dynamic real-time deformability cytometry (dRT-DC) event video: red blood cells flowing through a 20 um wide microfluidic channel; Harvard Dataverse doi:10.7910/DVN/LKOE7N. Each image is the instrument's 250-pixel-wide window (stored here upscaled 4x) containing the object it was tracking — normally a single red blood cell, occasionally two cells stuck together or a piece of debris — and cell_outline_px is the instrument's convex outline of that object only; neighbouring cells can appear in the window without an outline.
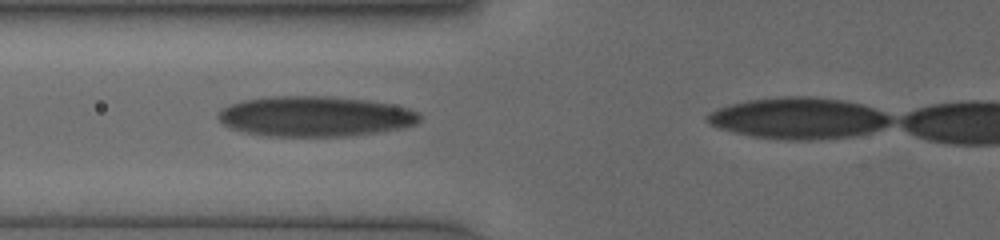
{"species": "human", "species_latin": "Homo sapiens", "temperature_condition": "cold", "stored_images_in_passage": 21, "camera_frame_rate_fps": 3000, "um_per_image_px": 0.085, "donor": {"sex": "female"}, "frame": {"image": 1, "passage_image": 8, "time_ms": 4.667, "image_size_px": [1000, 240], "cell_outline_px": [[420, 120], [416, 124], [400, 128], [376, 132], [344, 136], [264, 136], [244, 132], [232, 128], [224, 124], [216, 116], [224, 108], [232, 104], [244, 100], [272, 96], [328, 96], [364, 100], [388, 104], [408, 108], [420, 112]], "centroid_in_image_um": [26.78, 9.89], "position_along_channel_um": 99.0, "area_um2": 46.93}}
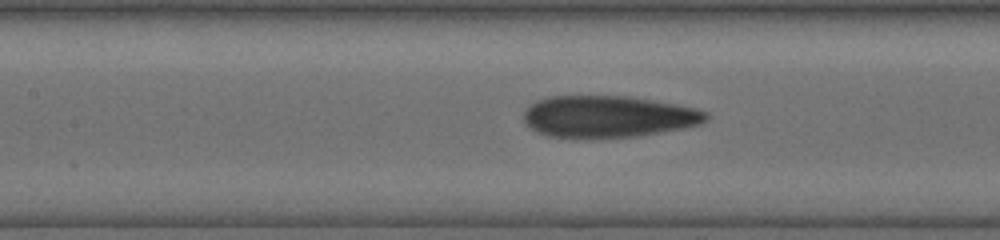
{"frame": {"image": 2, "passage_image": 13, "time_ms": 6.0, "image_size_px": [1000, 240], "cell_outline_px": [[708, 120], [700, 124], [684, 128], [636, 136], [588, 140], [548, 136], [536, 132], [528, 128], [524, 124], [524, 112], [536, 100], [548, 96], [628, 96], [676, 104], [696, 108], [708, 112]], "centroid_in_image_um": [51.66, 9.93], "position_along_channel_um": 155.7, "area_um2": 45.2}}
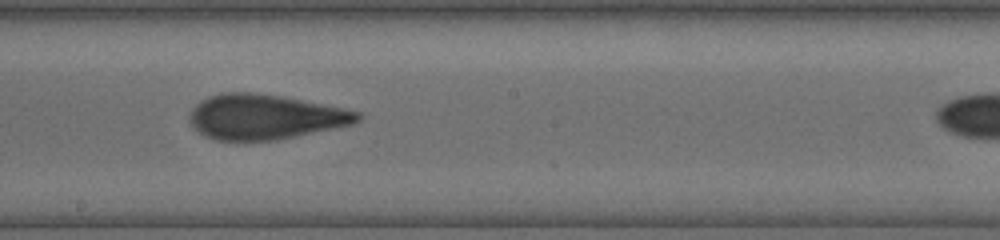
{"frame": {"image": 3, "passage_image": 18, "time_ms": 7.667, "image_size_px": [1000, 240], "cell_outline_px": [[360, 120], [352, 124], [276, 140], [212, 140], [200, 132], [188, 120], [188, 116], [192, 108], [200, 100], [208, 96], [220, 92], [256, 92], [280, 96], [344, 108], [360, 112]], "centroid_in_image_um": [22.47, 9.92], "position_along_channel_um": 225.7, "area_um2": 43.81}}